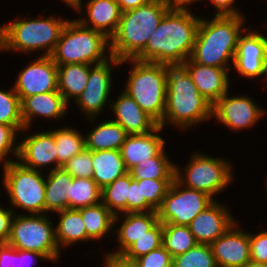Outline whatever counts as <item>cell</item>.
I'll return each mask as SVG.
<instances>
[{"instance_id":"obj_1","label":"cell","mask_w":267,"mask_h":267,"mask_svg":"<svg viewBox=\"0 0 267 267\" xmlns=\"http://www.w3.org/2000/svg\"><path fill=\"white\" fill-rule=\"evenodd\" d=\"M196 16L192 10H168L135 60L182 65L193 50L200 23Z\"/></svg>"},{"instance_id":"obj_2","label":"cell","mask_w":267,"mask_h":267,"mask_svg":"<svg viewBox=\"0 0 267 267\" xmlns=\"http://www.w3.org/2000/svg\"><path fill=\"white\" fill-rule=\"evenodd\" d=\"M210 119L212 104L199 93L187 70L182 65H168L166 105L159 126L168 124L185 132Z\"/></svg>"},{"instance_id":"obj_3","label":"cell","mask_w":267,"mask_h":267,"mask_svg":"<svg viewBox=\"0 0 267 267\" xmlns=\"http://www.w3.org/2000/svg\"><path fill=\"white\" fill-rule=\"evenodd\" d=\"M245 16H200L189 59L205 66L232 69L239 35L247 27Z\"/></svg>"},{"instance_id":"obj_4","label":"cell","mask_w":267,"mask_h":267,"mask_svg":"<svg viewBox=\"0 0 267 267\" xmlns=\"http://www.w3.org/2000/svg\"><path fill=\"white\" fill-rule=\"evenodd\" d=\"M21 16L0 24V53L35 55L37 52L39 56H51L69 19L54 13L46 16L44 12L38 17Z\"/></svg>"},{"instance_id":"obj_5","label":"cell","mask_w":267,"mask_h":267,"mask_svg":"<svg viewBox=\"0 0 267 267\" xmlns=\"http://www.w3.org/2000/svg\"><path fill=\"white\" fill-rule=\"evenodd\" d=\"M169 9L161 0H151L136 9L122 12L118 28L110 39V53L117 60L135 59L146 47Z\"/></svg>"},{"instance_id":"obj_6","label":"cell","mask_w":267,"mask_h":267,"mask_svg":"<svg viewBox=\"0 0 267 267\" xmlns=\"http://www.w3.org/2000/svg\"><path fill=\"white\" fill-rule=\"evenodd\" d=\"M130 64L123 91L158 124L163 120L166 105L167 64L121 60L120 66Z\"/></svg>"},{"instance_id":"obj_7","label":"cell","mask_w":267,"mask_h":267,"mask_svg":"<svg viewBox=\"0 0 267 267\" xmlns=\"http://www.w3.org/2000/svg\"><path fill=\"white\" fill-rule=\"evenodd\" d=\"M57 65H98L110 59V39L103 33L83 26L77 19H69L51 54Z\"/></svg>"},{"instance_id":"obj_8","label":"cell","mask_w":267,"mask_h":267,"mask_svg":"<svg viewBox=\"0 0 267 267\" xmlns=\"http://www.w3.org/2000/svg\"><path fill=\"white\" fill-rule=\"evenodd\" d=\"M189 158L182 168L175 164L174 179L182 186L202 191L216 200V195H222L234 181V166L227 158L207 155L200 149L192 151Z\"/></svg>"},{"instance_id":"obj_9","label":"cell","mask_w":267,"mask_h":267,"mask_svg":"<svg viewBox=\"0 0 267 267\" xmlns=\"http://www.w3.org/2000/svg\"><path fill=\"white\" fill-rule=\"evenodd\" d=\"M2 169L1 184L14 213L18 209L23 210L21 214H45L46 173L26 168L18 161Z\"/></svg>"},{"instance_id":"obj_10","label":"cell","mask_w":267,"mask_h":267,"mask_svg":"<svg viewBox=\"0 0 267 267\" xmlns=\"http://www.w3.org/2000/svg\"><path fill=\"white\" fill-rule=\"evenodd\" d=\"M50 214H15L7 244L17 250L35 251L49 262L59 263L61 251L55 238L54 220ZM52 220V221H51ZM59 260V261H58Z\"/></svg>"},{"instance_id":"obj_11","label":"cell","mask_w":267,"mask_h":267,"mask_svg":"<svg viewBox=\"0 0 267 267\" xmlns=\"http://www.w3.org/2000/svg\"><path fill=\"white\" fill-rule=\"evenodd\" d=\"M121 61L115 57H111L106 62L98 65H90L89 79L86 88L74 102L80 109L79 111L92 122V125L96 123L97 117L103 113L108 107L110 108V102L112 99V87L114 86L113 68L121 67ZM102 112V113H101Z\"/></svg>"},{"instance_id":"obj_12","label":"cell","mask_w":267,"mask_h":267,"mask_svg":"<svg viewBox=\"0 0 267 267\" xmlns=\"http://www.w3.org/2000/svg\"><path fill=\"white\" fill-rule=\"evenodd\" d=\"M213 201L208 194L186 188L174 179L157 210L158 221L163 224L188 226Z\"/></svg>"},{"instance_id":"obj_13","label":"cell","mask_w":267,"mask_h":267,"mask_svg":"<svg viewBox=\"0 0 267 267\" xmlns=\"http://www.w3.org/2000/svg\"><path fill=\"white\" fill-rule=\"evenodd\" d=\"M250 96L239 94L231 97L229 90L212 105V120L215 119L216 123H221L231 132L253 128L267 111Z\"/></svg>"},{"instance_id":"obj_14","label":"cell","mask_w":267,"mask_h":267,"mask_svg":"<svg viewBox=\"0 0 267 267\" xmlns=\"http://www.w3.org/2000/svg\"><path fill=\"white\" fill-rule=\"evenodd\" d=\"M248 26L239 35L232 69L247 80L267 79V35ZM263 77V78H262Z\"/></svg>"},{"instance_id":"obj_15","label":"cell","mask_w":267,"mask_h":267,"mask_svg":"<svg viewBox=\"0 0 267 267\" xmlns=\"http://www.w3.org/2000/svg\"><path fill=\"white\" fill-rule=\"evenodd\" d=\"M21 132V134L26 133L23 134L25 138H20L18 141L17 161L24 167L37 171H44L48 167L47 172L56 169L57 147L54 129L51 128V130H43L42 132L40 130L32 133L30 128H24Z\"/></svg>"},{"instance_id":"obj_16","label":"cell","mask_w":267,"mask_h":267,"mask_svg":"<svg viewBox=\"0 0 267 267\" xmlns=\"http://www.w3.org/2000/svg\"><path fill=\"white\" fill-rule=\"evenodd\" d=\"M13 88L21 101L25 97L58 90L57 64L51 56L37 55L19 70Z\"/></svg>"},{"instance_id":"obj_17","label":"cell","mask_w":267,"mask_h":267,"mask_svg":"<svg viewBox=\"0 0 267 267\" xmlns=\"http://www.w3.org/2000/svg\"><path fill=\"white\" fill-rule=\"evenodd\" d=\"M238 222L210 245L218 267H245L251 260L249 232Z\"/></svg>"},{"instance_id":"obj_18","label":"cell","mask_w":267,"mask_h":267,"mask_svg":"<svg viewBox=\"0 0 267 267\" xmlns=\"http://www.w3.org/2000/svg\"><path fill=\"white\" fill-rule=\"evenodd\" d=\"M228 206L217 198L191 221L188 226L197 244L211 245L237 221Z\"/></svg>"},{"instance_id":"obj_19","label":"cell","mask_w":267,"mask_h":267,"mask_svg":"<svg viewBox=\"0 0 267 267\" xmlns=\"http://www.w3.org/2000/svg\"><path fill=\"white\" fill-rule=\"evenodd\" d=\"M182 66L191 76L199 93L212 105L231 89L230 72L232 69L205 66L186 60Z\"/></svg>"},{"instance_id":"obj_20","label":"cell","mask_w":267,"mask_h":267,"mask_svg":"<svg viewBox=\"0 0 267 267\" xmlns=\"http://www.w3.org/2000/svg\"><path fill=\"white\" fill-rule=\"evenodd\" d=\"M69 107L71 106L66 103L58 90L25 97L21 101V116L24 128L33 129L36 117L44 119V121L46 119H49V121H53V119L54 121L64 120Z\"/></svg>"},{"instance_id":"obj_21","label":"cell","mask_w":267,"mask_h":267,"mask_svg":"<svg viewBox=\"0 0 267 267\" xmlns=\"http://www.w3.org/2000/svg\"><path fill=\"white\" fill-rule=\"evenodd\" d=\"M84 11L86 15L83 14ZM77 14L80 16L76 19L83 26L101 32L111 39L118 28L122 11L116 0H87L77 10Z\"/></svg>"},{"instance_id":"obj_22","label":"cell","mask_w":267,"mask_h":267,"mask_svg":"<svg viewBox=\"0 0 267 267\" xmlns=\"http://www.w3.org/2000/svg\"><path fill=\"white\" fill-rule=\"evenodd\" d=\"M109 109L113 114L110 119L120 124L128 135L145 134L159 125L125 91L111 100Z\"/></svg>"},{"instance_id":"obj_23","label":"cell","mask_w":267,"mask_h":267,"mask_svg":"<svg viewBox=\"0 0 267 267\" xmlns=\"http://www.w3.org/2000/svg\"><path fill=\"white\" fill-rule=\"evenodd\" d=\"M163 129L158 125L153 131L145 134L127 135L121 145L120 153L128 170L140 162L155 157L165 148L166 140L161 136Z\"/></svg>"},{"instance_id":"obj_24","label":"cell","mask_w":267,"mask_h":267,"mask_svg":"<svg viewBox=\"0 0 267 267\" xmlns=\"http://www.w3.org/2000/svg\"><path fill=\"white\" fill-rule=\"evenodd\" d=\"M157 222V211L147 213H121L115 215L114 227L119 223V226H117L119 228L117 229L116 227L114 229V237L111 239L117 240L118 248L116 251L112 252L123 253L137 239L146 235V232Z\"/></svg>"},{"instance_id":"obj_25","label":"cell","mask_w":267,"mask_h":267,"mask_svg":"<svg viewBox=\"0 0 267 267\" xmlns=\"http://www.w3.org/2000/svg\"><path fill=\"white\" fill-rule=\"evenodd\" d=\"M58 222L55 224V238L59 250L74 246L76 243L92 241L86 233L79 209L66 208L56 212ZM62 248V249H61Z\"/></svg>"},{"instance_id":"obj_26","label":"cell","mask_w":267,"mask_h":267,"mask_svg":"<svg viewBox=\"0 0 267 267\" xmlns=\"http://www.w3.org/2000/svg\"><path fill=\"white\" fill-rule=\"evenodd\" d=\"M92 166V179L101 189L128 173L120 150L92 151Z\"/></svg>"},{"instance_id":"obj_27","label":"cell","mask_w":267,"mask_h":267,"mask_svg":"<svg viewBox=\"0 0 267 267\" xmlns=\"http://www.w3.org/2000/svg\"><path fill=\"white\" fill-rule=\"evenodd\" d=\"M99 122L85 134L86 149L90 151L120 150L128 135L125 129L110 118L101 120L100 124Z\"/></svg>"},{"instance_id":"obj_28","label":"cell","mask_w":267,"mask_h":267,"mask_svg":"<svg viewBox=\"0 0 267 267\" xmlns=\"http://www.w3.org/2000/svg\"><path fill=\"white\" fill-rule=\"evenodd\" d=\"M89 74V64L72 63L57 65L58 91L62 94L68 105H72L71 103H74L84 91Z\"/></svg>"},{"instance_id":"obj_29","label":"cell","mask_w":267,"mask_h":267,"mask_svg":"<svg viewBox=\"0 0 267 267\" xmlns=\"http://www.w3.org/2000/svg\"><path fill=\"white\" fill-rule=\"evenodd\" d=\"M87 236L94 242L114 235L115 215L102 202L79 209ZM112 235H111V234Z\"/></svg>"},{"instance_id":"obj_30","label":"cell","mask_w":267,"mask_h":267,"mask_svg":"<svg viewBox=\"0 0 267 267\" xmlns=\"http://www.w3.org/2000/svg\"><path fill=\"white\" fill-rule=\"evenodd\" d=\"M45 214H55L67 208V194L71 176L63 167L46 172Z\"/></svg>"},{"instance_id":"obj_31","label":"cell","mask_w":267,"mask_h":267,"mask_svg":"<svg viewBox=\"0 0 267 267\" xmlns=\"http://www.w3.org/2000/svg\"><path fill=\"white\" fill-rule=\"evenodd\" d=\"M166 147L155 157L149 158L144 162L138 163L128 170L133 179H156V180H174L175 163L169 154L167 155Z\"/></svg>"},{"instance_id":"obj_32","label":"cell","mask_w":267,"mask_h":267,"mask_svg":"<svg viewBox=\"0 0 267 267\" xmlns=\"http://www.w3.org/2000/svg\"><path fill=\"white\" fill-rule=\"evenodd\" d=\"M54 127V138L57 147V168L86 149L85 133L74 126Z\"/></svg>"},{"instance_id":"obj_33","label":"cell","mask_w":267,"mask_h":267,"mask_svg":"<svg viewBox=\"0 0 267 267\" xmlns=\"http://www.w3.org/2000/svg\"><path fill=\"white\" fill-rule=\"evenodd\" d=\"M102 189L92 178H74L69 183L67 208L80 209L101 202Z\"/></svg>"},{"instance_id":"obj_34","label":"cell","mask_w":267,"mask_h":267,"mask_svg":"<svg viewBox=\"0 0 267 267\" xmlns=\"http://www.w3.org/2000/svg\"><path fill=\"white\" fill-rule=\"evenodd\" d=\"M130 174L117 178L102 189L101 202L114 215L127 213V198H129Z\"/></svg>"},{"instance_id":"obj_35","label":"cell","mask_w":267,"mask_h":267,"mask_svg":"<svg viewBox=\"0 0 267 267\" xmlns=\"http://www.w3.org/2000/svg\"><path fill=\"white\" fill-rule=\"evenodd\" d=\"M196 244L189 226L163 224L162 246L172 257L187 252Z\"/></svg>"},{"instance_id":"obj_36","label":"cell","mask_w":267,"mask_h":267,"mask_svg":"<svg viewBox=\"0 0 267 267\" xmlns=\"http://www.w3.org/2000/svg\"><path fill=\"white\" fill-rule=\"evenodd\" d=\"M0 124L14 126L20 133L24 129L21 100L13 85L9 89H0Z\"/></svg>"},{"instance_id":"obj_37","label":"cell","mask_w":267,"mask_h":267,"mask_svg":"<svg viewBox=\"0 0 267 267\" xmlns=\"http://www.w3.org/2000/svg\"><path fill=\"white\" fill-rule=\"evenodd\" d=\"M172 267H218L210 245L196 244L172 259Z\"/></svg>"},{"instance_id":"obj_38","label":"cell","mask_w":267,"mask_h":267,"mask_svg":"<svg viewBox=\"0 0 267 267\" xmlns=\"http://www.w3.org/2000/svg\"><path fill=\"white\" fill-rule=\"evenodd\" d=\"M163 241V223L158 221L152 228H150L146 235L137 239L131 246H129L123 254L135 260L136 258L148 254L150 251L158 249L162 246Z\"/></svg>"},{"instance_id":"obj_39","label":"cell","mask_w":267,"mask_h":267,"mask_svg":"<svg viewBox=\"0 0 267 267\" xmlns=\"http://www.w3.org/2000/svg\"><path fill=\"white\" fill-rule=\"evenodd\" d=\"M38 260L49 261L38 252L17 250L9 244H0V267H31Z\"/></svg>"},{"instance_id":"obj_40","label":"cell","mask_w":267,"mask_h":267,"mask_svg":"<svg viewBox=\"0 0 267 267\" xmlns=\"http://www.w3.org/2000/svg\"><path fill=\"white\" fill-rule=\"evenodd\" d=\"M19 136L21 135L14 126L0 124V165L3 167L17 161L19 144L16 141Z\"/></svg>"},{"instance_id":"obj_41","label":"cell","mask_w":267,"mask_h":267,"mask_svg":"<svg viewBox=\"0 0 267 267\" xmlns=\"http://www.w3.org/2000/svg\"><path fill=\"white\" fill-rule=\"evenodd\" d=\"M141 185L142 199L157 211L163 202L173 180L143 179L137 180Z\"/></svg>"},{"instance_id":"obj_42","label":"cell","mask_w":267,"mask_h":267,"mask_svg":"<svg viewBox=\"0 0 267 267\" xmlns=\"http://www.w3.org/2000/svg\"><path fill=\"white\" fill-rule=\"evenodd\" d=\"M63 168L74 178H92V151L84 149L68 160Z\"/></svg>"},{"instance_id":"obj_43","label":"cell","mask_w":267,"mask_h":267,"mask_svg":"<svg viewBox=\"0 0 267 267\" xmlns=\"http://www.w3.org/2000/svg\"><path fill=\"white\" fill-rule=\"evenodd\" d=\"M173 257L163 247L135 259L136 267H172Z\"/></svg>"},{"instance_id":"obj_44","label":"cell","mask_w":267,"mask_h":267,"mask_svg":"<svg viewBox=\"0 0 267 267\" xmlns=\"http://www.w3.org/2000/svg\"><path fill=\"white\" fill-rule=\"evenodd\" d=\"M155 211L142 199L141 185L130 176L129 198H127V213H147Z\"/></svg>"},{"instance_id":"obj_45","label":"cell","mask_w":267,"mask_h":267,"mask_svg":"<svg viewBox=\"0 0 267 267\" xmlns=\"http://www.w3.org/2000/svg\"><path fill=\"white\" fill-rule=\"evenodd\" d=\"M251 260L267 264V230L249 231Z\"/></svg>"},{"instance_id":"obj_46","label":"cell","mask_w":267,"mask_h":267,"mask_svg":"<svg viewBox=\"0 0 267 267\" xmlns=\"http://www.w3.org/2000/svg\"><path fill=\"white\" fill-rule=\"evenodd\" d=\"M14 216L15 213L10 206L0 205V244H7Z\"/></svg>"},{"instance_id":"obj_47","label":"cell","mask_w":267,"mask_h":267,"mask_svg":"<svg viewBox=\"0 0 267 267\" xmlns=\"http://www.w3.org/2000/svg\"><path fill=\"white\" fill-rule=\"evenodd\" d=\"M237 0H209V3L213 4L216 12V16H246L242 10L236 8ZM242 12V13H241Z\"/></svg>"},{"instance_id":"obj_48","label":"cell","mask_w":267,"mask_h":267,"mask_svg":"<svg viewBox=\"0 0 267 267\" xmlns=\"http://www.w3.org/2000/svg\"><path fill=\"white\" fill-rule=\"evenodd\" d=\"M103 265L101 267H136L135 260L126 257L123 253H115L111 250L103 253Z\"/></svg>"},{"instance_id":"obj_49","label":"cell","mask_w":267,"mask_h":267,"mask_svg":"<svg viewBox=\"0 0 267 267\" xmlns=\"http://www.w3.org/2000/svg\"><path fill=\"white\" fill-rule=\"evenodd\" d=\"M169 10H191L189 7L200 0H161Z\"/></svg>"},{"instance_id":"obj_50","label":"cell","mask_w":267,"mask_h":267,"mask_svg":"<svg viewBox=\"0 0 267 267\" xmlns=\"http://www.w3.org/2000/svg\"><path fill=\"white\" fill-rule=\"evenodd\" d=\"M122 12L136 9L137 7L147 4L151 0H116Z\"/></svg>"},{"instance_id":"obj_51","label":"cell","mask_w":267,"mask_h":267,"mask_svg":"<svg viewBox=\"0 0 267 267\" xmlns=\"http://www.w3.org/2000/svg\"><path fill=\"white\" fill-rule=\"evenodd\" d=\"M65 6H69L72 7L71 9H74V12H77L78 9H80V7L83 4V0H61Z\"/></svg>"},{"instance_id":"obj_52","label":"cell","mask_w":267,"mask_h":267,"mask_svg":"<svg viewBox=\"0 0 267 267\" xmlns=\"http://www.w3.org/2000/svg\"><path fill=\"white\" fill-rule=\"evenodd\" d=\"M245 267H267V264H263L260 262H255L253 260H250Z\"/></svg>"},{"instance_id":"obj_53","label":"cell","mask_w":267,"mask_h":267,"mask_svg":"<svg viewBox=\"0 0 267 267\" xmlns=\"http://www.w3.org/2000/svg\"><path fill=\"white\" fill-rule=\"evenodd\" d=\"M266 178H265V187H266V191H267V176H265Z\"/></svg>"}]
</instances>
